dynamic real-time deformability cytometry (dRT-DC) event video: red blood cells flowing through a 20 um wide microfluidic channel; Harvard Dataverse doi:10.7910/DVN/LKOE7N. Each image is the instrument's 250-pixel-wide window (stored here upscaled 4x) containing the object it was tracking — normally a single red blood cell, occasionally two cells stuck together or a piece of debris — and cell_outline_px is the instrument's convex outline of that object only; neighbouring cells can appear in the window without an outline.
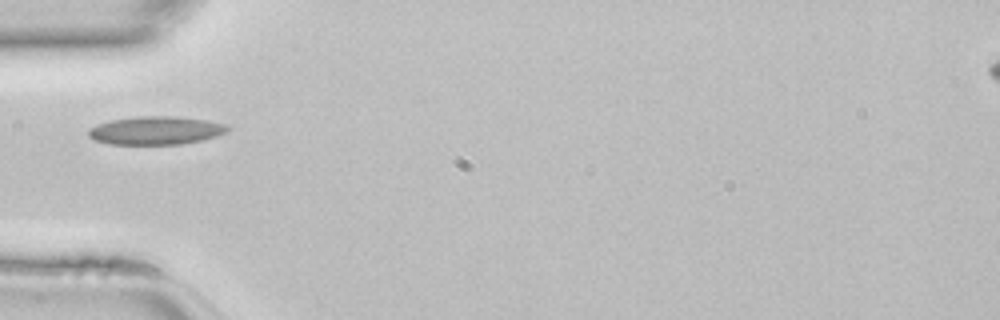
{"species": "common noctule bat (a hibernating species)", "species_latin": "Nyctalus noctula", "temperature_condition": "room temperature", "stored_images_in_passage": 32, "camera_frame_rate_fps": 3000, "um_per_image_px": 0.085, "animal": {"sex": "female", "body_mass_g": 22.7, "forearm_length_mm": 54.2}, "frame": {"image": 1, "passage_image": 1, "time_ms": 0.0, "image_size_px": [1000, 320], "cell_outline_px": [[232, 128], [228, 132], [216, 136], [200, 140], [180, 144], [108, 144], [92, 140], [88, 136], [88, 128], [96, 124], [112, 120], [140, 116], [176, 116], [208, 120], [228, 124]], "centroid_in_image_um": [13.26, 11.08], "position_along_channel_um": 71.7, "area_um2": 23.18}}
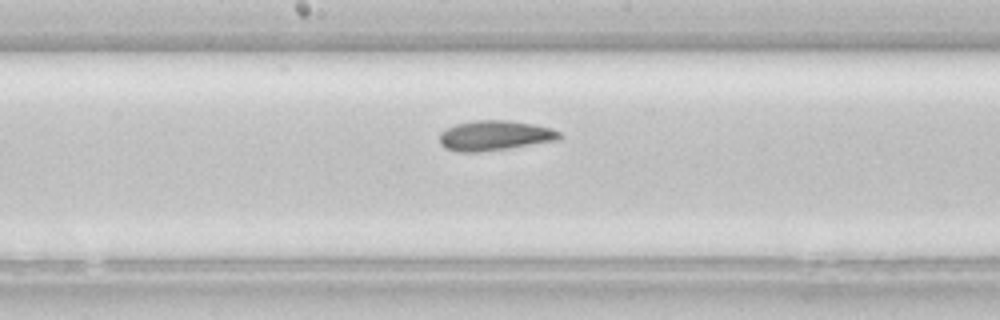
{"frame": {"image": 2, "passage_image": 10, "time_ms": 3.0, "image_size_px": [1000, 320], "cell_outline_px": [[564, 136], [560, 140], [508, 148], [480, 152], [456, 152], [444, 148], [440, 144], [440, 132], [456, 124], [476, 120], [504, 120], [532, 124], [552, 128], [560, 132]], "centroid_in_image_um": [42.07, 11.53], "position_along_channel_um": 206.1, "area_um2": 21.04}}
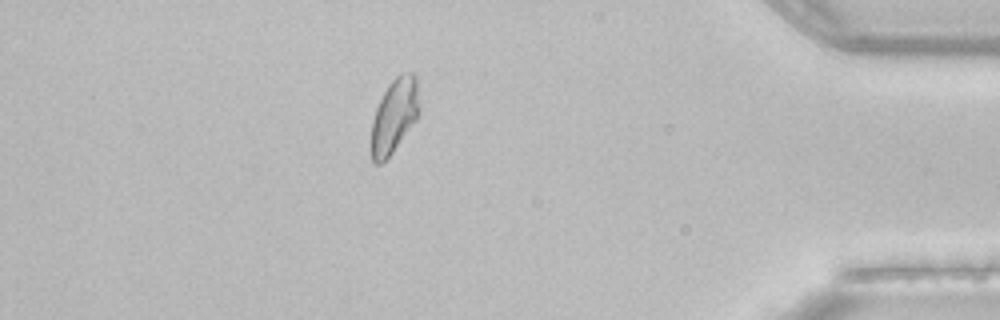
{"frame": {"image": 3, "passage_image": 26, "time_ms": 8.333, "image_size_px": [1000, 320], "cell_outline_px": [[420, 112], [416, 120], [392, 152], [380, 164], [372, 164], [368, 144], [372, 120], [376, 108], [388, 84], [400, 72], [416, 72]], "centroid_in_image_um": [33.48, 9.85], "position_along_channel_um": 401.7, "area_um2": 21.39}}